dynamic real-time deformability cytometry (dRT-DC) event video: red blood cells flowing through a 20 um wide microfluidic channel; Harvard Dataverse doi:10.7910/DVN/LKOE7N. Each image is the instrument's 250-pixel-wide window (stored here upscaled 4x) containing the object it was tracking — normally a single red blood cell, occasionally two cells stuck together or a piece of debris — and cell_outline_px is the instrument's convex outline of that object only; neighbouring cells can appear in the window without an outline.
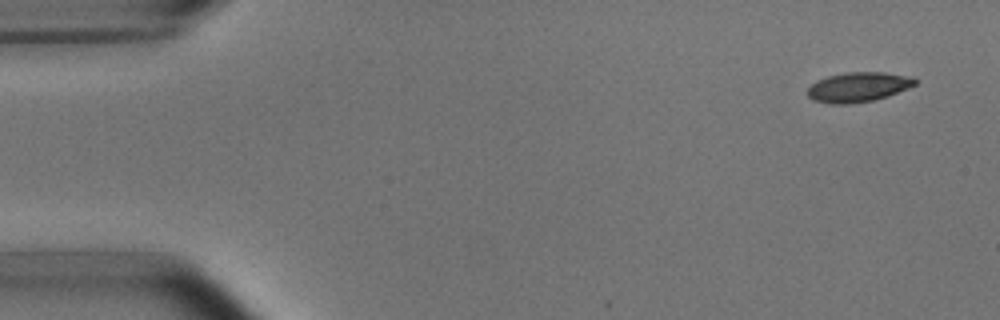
{"species": "common noctule bat (a hibernating species)", "species_latin": "Nyctalus noctula", "temperature_condition": "room temperature", "stored_images_in_passage": 6, "camera_frame_rate_fps": 3000, "um_per_image_px": 0.085, "animal": {"sex": "male", "body_mass_g": 15.6}, "frame": {"image": 1, "passage_image": 1, "time_ms": 0.0, "image_size_px": [1000, 320], "cell_outline_px": [[916, 84], [888, 96], [872, 100], [848, 104], [832, 104], [812, 100], [808, 96], [808, 88], [816, 80], [828, 76], [848, 72], [884, 72], [912, 76], [916, 80]], "centroid_in_image_um": [72.94, 7.39], "position_along_channel_um": 12.1, "area_um2": 18.55}}
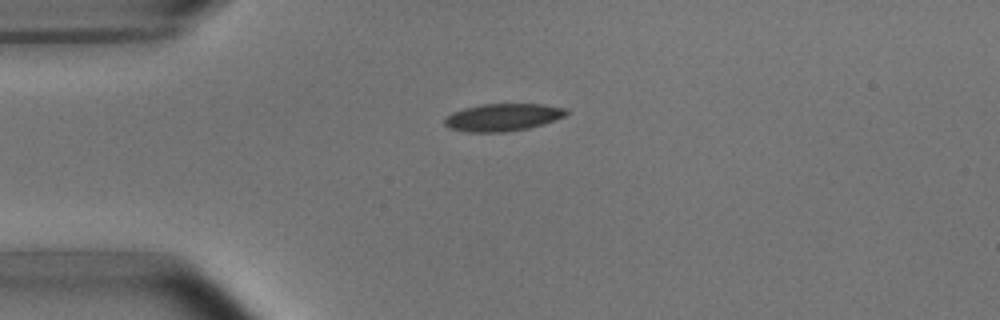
{"frame": {"image": 2, "passage_image": 4, "time_ms": 3.333, "image_size_px": [1000, 320], "cell_outline_px": [[568, 112], [564, 116], [528, 128], [500, 132], [468, 132], [448, 128], [444, 124], [444, 120], [452, 112], [464, 108], [480, 104], [540, 104], [568, 108]], "centroid_in_image_um": [42.69, 9.96], "position_along_channel_um": 42.3, "area_um2": 19.25}}